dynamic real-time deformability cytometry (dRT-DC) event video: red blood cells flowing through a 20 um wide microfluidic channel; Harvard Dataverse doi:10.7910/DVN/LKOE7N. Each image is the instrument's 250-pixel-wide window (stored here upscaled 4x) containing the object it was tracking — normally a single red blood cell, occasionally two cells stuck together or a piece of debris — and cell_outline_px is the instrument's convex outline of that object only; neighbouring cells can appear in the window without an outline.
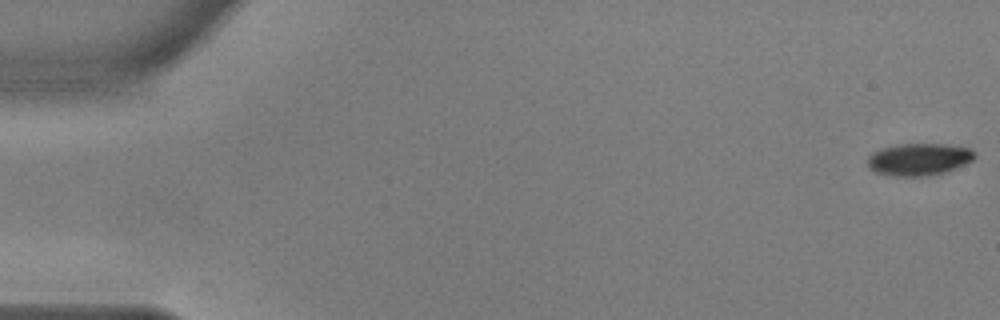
{"species": "common noctule bat (a hibernating species)", "species_latin": "Nyctalus noctula", "temperature_condition": "warm", "stored_images_in_passage": 56, "camera_frame_rate_fps": 3000, "um_per_image_px": 0.085, "animal": {"sex": "male", "body_mass_g": 17.9, "forearm_length_mm": 54.2}, "frame": {"image": 1, "passage_image": 1, "time_ms": 0.0, "image_size_px": [1000, 320], "cell_outline_px": [[976, 156], [972, 160], [956, 168], [944, 172], [924, 176], [892, 176], [876, 172], [868, 168], [868, 156], [872, 152], [880, 148], [900, 144], [944, 144], [972, 148], [976, 152]], "centroid_in_image_um": [78.1, 13.53], "position_along_channel_um": 6.9, "area_um2": 20.17}}
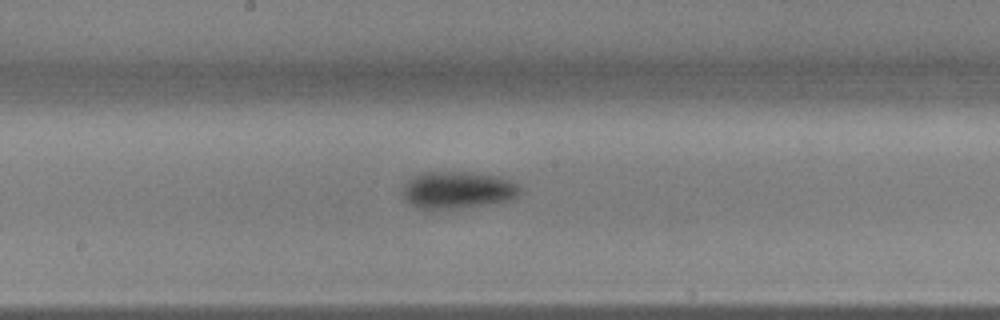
{"frame": {"image": 2, "passage_image": 30, "time_ms": 9.667, "image_size_px": [1000, 320], "cell_outline_px": [[524, 192], [512, 200], [488, 204], [456, 208], [420, 208], [412, 204], [400, 192], [404, 184], [412, 176], [420, 172], [468, 172], [500, 176], [516, 184]], "centroid_in_image_um": [38.92, 16.13], "position_along_channel_um": 209.3, "area_um2": 25.37}}
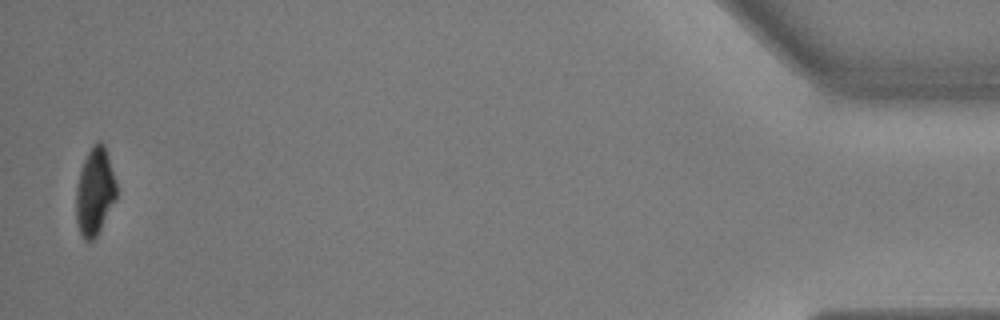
{"frame": {"image": 3, "passage_image": 55, "time_ms": 18.0, "image_size_px": [1000, 320], "cell_outline_px": [[116, 200], [96, 236], [92, 240], [84, 240], [80, 236], [76, 220], [76, 184], [80, 168], [92, 144], [100, 140], [104, 144], [116, 184]], "centroid_in_image_um": [8.03, 16.29], "position_along_channel_um": 427.2, "area_um2": 20.58}, "authors_computed_cell_mechanics": {"area_um2": 23.0622, "velocity_mm_per_s": 3.6458, "shape_relaxation_time_tau1_ms": 3.7022, "shape_relaxation_time_tau2_ms": 9.0403, "deformation_change_tau1": 0.1431, "deformation_change_tau2": 0.0783}}